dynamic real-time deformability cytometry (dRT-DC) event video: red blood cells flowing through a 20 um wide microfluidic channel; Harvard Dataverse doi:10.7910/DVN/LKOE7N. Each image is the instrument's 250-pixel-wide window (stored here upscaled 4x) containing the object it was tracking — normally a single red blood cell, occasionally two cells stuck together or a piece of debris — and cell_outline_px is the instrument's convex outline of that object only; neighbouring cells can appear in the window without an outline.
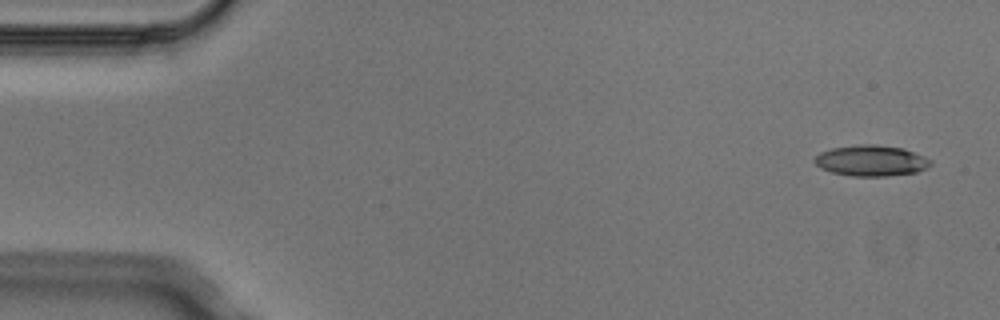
{"species": "Egyptian fruit bat (a non-hibernating species)", "species_latin": "Rousettus aegyptiacus", "temperature_condition": "cold", "stored_images_in_passage": 5, "camera_frame_rate_fps": 3000, "um_per_image_px": 0.085, "animal": {"sex": "male"}, "frame": {"image": 1, "passage_image": 1, "time_ms": 0.0, "image_size_px": [1000, 320], "cell_outline_px": [[932, 164], [916, 172], [888, 176], [852, 176], [832, 172], [820, 168], [812, 160], [820, 152], [832, 148], [860, 144], [876, 144], [904, 148], [924, 156], [932, 160]], "centroid_in_image_um": [74.04, 13.65], "position_along_channel_um": 11.0, "area_um2": 20.92}}
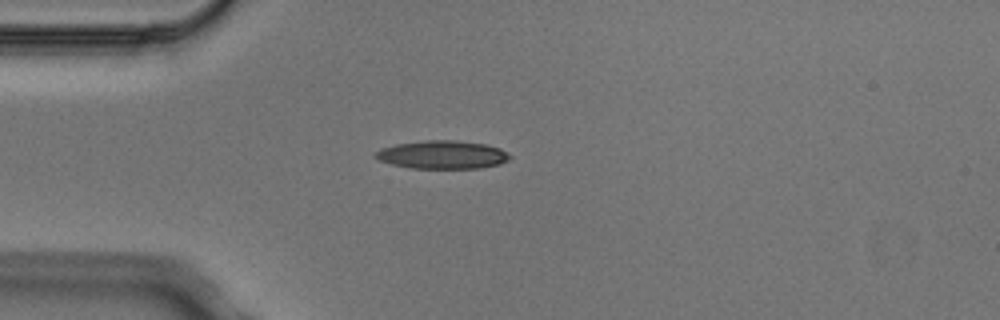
{"frame": {"image": 2, "passage_image": 4, "time_ms": 1.0, "image_size_px": [1000, 320], "cell_outline_px": [[512, 156], [508, 160], [500, 164], [480, 168], [412, 168], [392, 164], [380, 160], [372, 156], [380, 148], [396, 144], [424, 140], [456, 140], [488, 144], [500, 148]], "centroid_in_image_um": [37.62, 13.14], "position_along_channel_um": 47.4, "area_um2": 22.2}}